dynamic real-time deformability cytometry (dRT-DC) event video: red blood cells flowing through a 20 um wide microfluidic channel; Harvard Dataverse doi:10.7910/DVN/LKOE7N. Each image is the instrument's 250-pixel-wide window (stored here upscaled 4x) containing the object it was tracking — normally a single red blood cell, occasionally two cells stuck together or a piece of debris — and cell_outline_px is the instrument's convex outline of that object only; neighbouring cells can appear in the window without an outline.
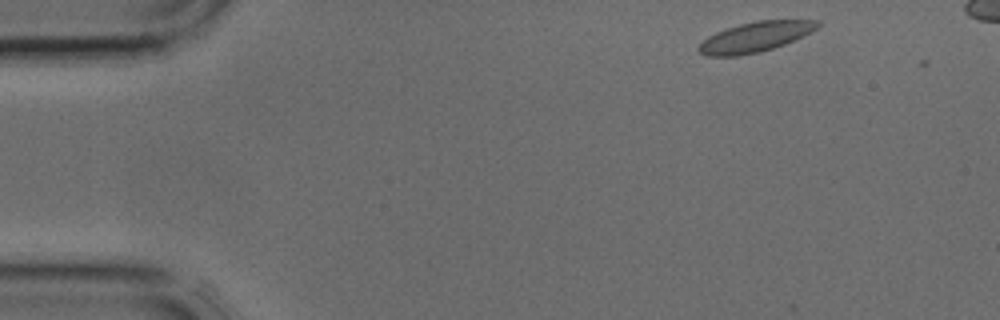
{"species": "common noctule bat (a hibernating species)", "species_latin": "Nyctalus noctula", "temperature_condition": "cold", "stored_images_in_passage": 3, "camera_frame_rate_fps": 3000, "um_per_image_px": 0.085, "animal": {"sex": "male", "body_mass_g": 17.9, "forearm_length_mm": 54.2}, "frame": {"image": 1, "passage_image": 1, "time_ms": 0.0, "image_size_px": [1000, 320], "cell_outline_px": [[820, 24], [812, 32], [804, 36], [784, 44], [760, 52], [736, 56], [708, 56], [700, 52], [696, 48], [708, 36], [716, 32], [740, 24], [756, 20], [820, 20]], "centroid_in_image_um": [64.21, 3.14], "position_along_channel_um": 20.8, "area_um2": 20.69}}